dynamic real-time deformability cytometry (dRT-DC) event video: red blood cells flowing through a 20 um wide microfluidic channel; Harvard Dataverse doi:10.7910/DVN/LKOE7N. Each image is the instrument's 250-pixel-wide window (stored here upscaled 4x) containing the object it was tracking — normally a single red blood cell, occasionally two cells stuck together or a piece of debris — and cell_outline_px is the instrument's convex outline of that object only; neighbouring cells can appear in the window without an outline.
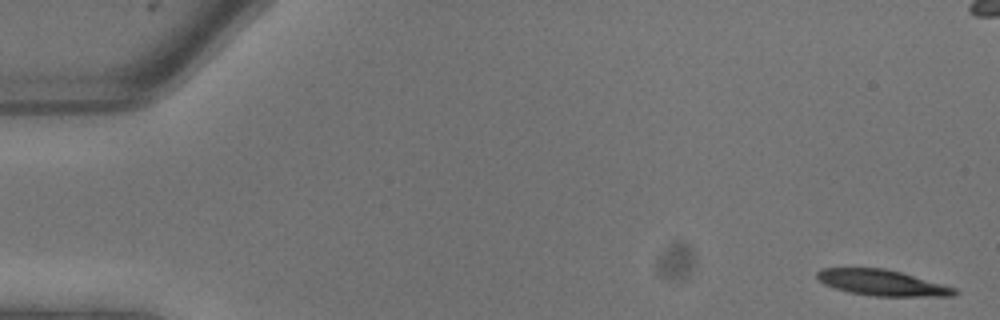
{"species": "common noctule bat (a hibernating species)", "species_latin": "Nyctalus noctula", "temperature_condition": "warm", "stored_images_in_passage": 11, "camera_frame_rate_fps": 3000, "um_per_image_px": 0.085, "animal": {"sex": "male", "body_mass_g": 13.3}, "frame": {"image": 1, "passage_image": 1, "time_ms": 0.0, "image_size_px": [1000, 320], "cell_outline_px": [[960, 292], [952, 296], [872, 296], [848, 292], [824, 284], [816, 276], [816, 272], [820, 268], [884, 268], [900, 272], [956, 288]], "centroid_in_image_um": [74.96, 24.03], "position_along_channel_um": 10.0, "area_um2": 20.58}}